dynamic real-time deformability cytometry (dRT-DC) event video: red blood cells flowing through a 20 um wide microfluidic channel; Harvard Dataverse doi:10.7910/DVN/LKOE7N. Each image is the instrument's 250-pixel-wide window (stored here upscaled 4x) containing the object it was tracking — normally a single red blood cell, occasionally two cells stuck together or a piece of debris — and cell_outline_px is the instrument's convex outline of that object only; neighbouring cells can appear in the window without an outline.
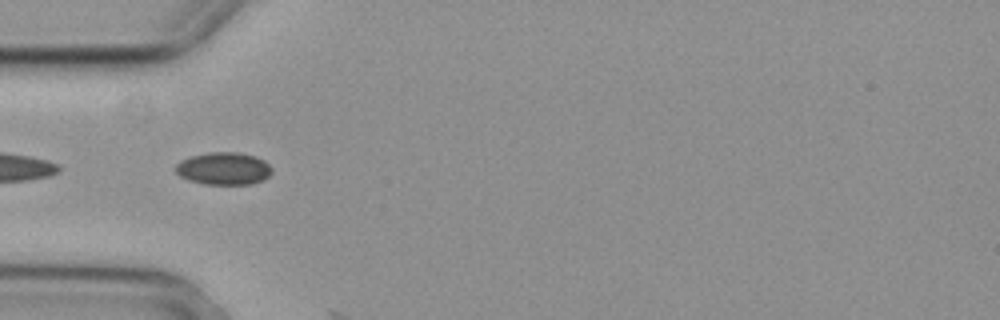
{"species": "common noctule bat (a hibernating species)", "species_latin": "Nyctalus noctula", "temperature_condition": "cold", "stored_images_in_passage": 5, "camera_frame_rate_fps": 3000, "um_per_image_px": 0.085, "animal": {"sex": "female", "body_mass_g": 29.2, "forearm_length_mm": 56.3}, "frame": {"image": 1, "passage_image": 4, "time_ms": 1.0, "image_size_px": [1000, 320], "cell_outline_px": [[272, 172], [268, 176], [252, 184], [204, 184], [188, 180], [180, 176], [176, 172], [176, 164], [180, 160], [192, 156], [212, 152], [240, 152], [256, 156], [264, 160], [272, 168]], "centroid_in_image_um": [19.01, 14.32], "position_along_channel_um": 66.0, "area_um2": 18.21}}